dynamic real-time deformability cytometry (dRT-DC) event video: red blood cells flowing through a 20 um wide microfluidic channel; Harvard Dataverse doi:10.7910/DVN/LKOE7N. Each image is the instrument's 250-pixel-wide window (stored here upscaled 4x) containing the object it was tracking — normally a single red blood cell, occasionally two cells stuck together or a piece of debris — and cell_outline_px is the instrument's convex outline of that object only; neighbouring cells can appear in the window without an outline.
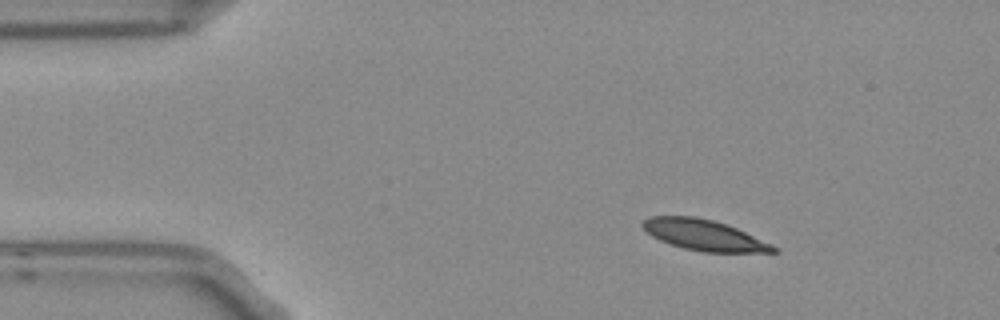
{"species": "Egyptian fruit bat (a non-hibernating species)", "species_latin": "Rousettus aegyptiacus", "temperature_condition": "room temperature", "stored_images_in_passage": 4, "camera_frame_rate_fps": 3000, "um_per_image_px": 0.085, "frame": {"image": 1, "passage_image": 1, "time_ms": 0.0, "image_size_px": [1000, 320], "cell_outline_px": [[780, 252], [704, 252], [684, 248], [660, 240], [652, 236], [640, 224], [648, 216], [692, 216], [712, 220], [728, 224], [772, 244], [780, 248]], "centroid_in_image_um": [59.88, 19.98], "position_along_channel_um": 25.1, "area_um2": 23.35}}
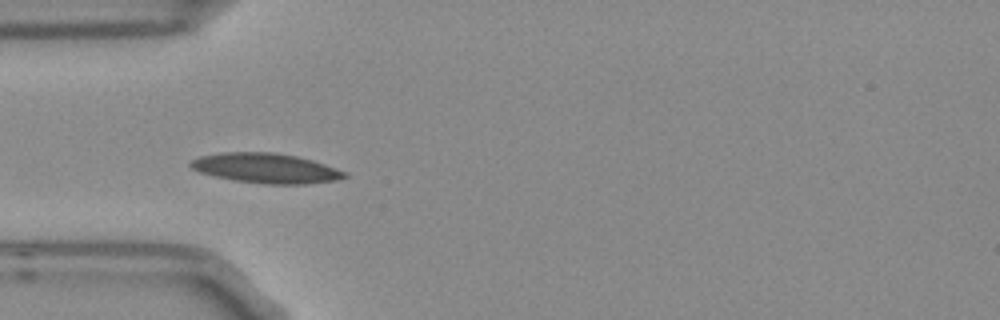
{"frame": {"image": 2, "passage_image": 3, "time_ms": 0.667, "image_size_px": [1000, 320], "cell_outline_px": [[348, 176], [336, 180], [304, 184], [264, 184], [232, 180], [200, 172], [192, 168], [188, 164], [192, 160], [200, 156], [220, 152], [276, 152], [296, 156], [312, 160], [348, 172]], "centroid_in_image_um": [22.61, 14.29], "position_along_channel_um": 62.4, "area_um2": 26.82}}
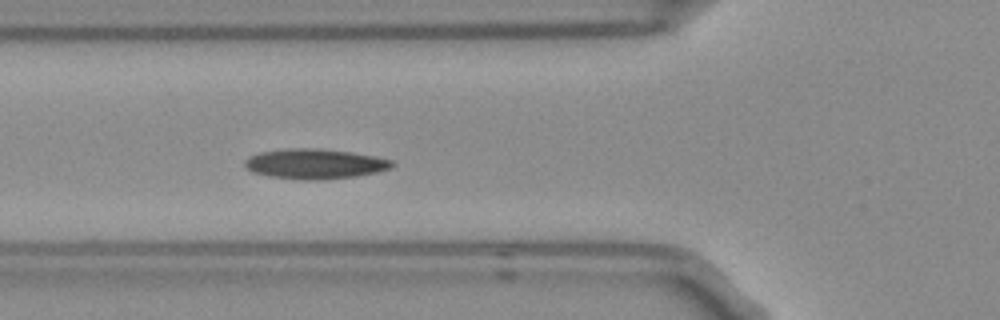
{"frame": {"image": 3, "passage_image": 4, "time_ms": 1.0, "image_size_px": [1000, 320], "cell_outline_px": [[396, 164], [392, 168], [376, 172], [356, 176], [320, 180], [304, 180], [272, 176], [252, 172], [244, 168], [244, 160], [260, 152], [288, 148], [316, 148], [352, 152], [376, 156], [392, 160]], "centroid_in_image_um": [26.79, 13.92], "position_along_channel_um": 99.0, "area_um2": 25.84}}